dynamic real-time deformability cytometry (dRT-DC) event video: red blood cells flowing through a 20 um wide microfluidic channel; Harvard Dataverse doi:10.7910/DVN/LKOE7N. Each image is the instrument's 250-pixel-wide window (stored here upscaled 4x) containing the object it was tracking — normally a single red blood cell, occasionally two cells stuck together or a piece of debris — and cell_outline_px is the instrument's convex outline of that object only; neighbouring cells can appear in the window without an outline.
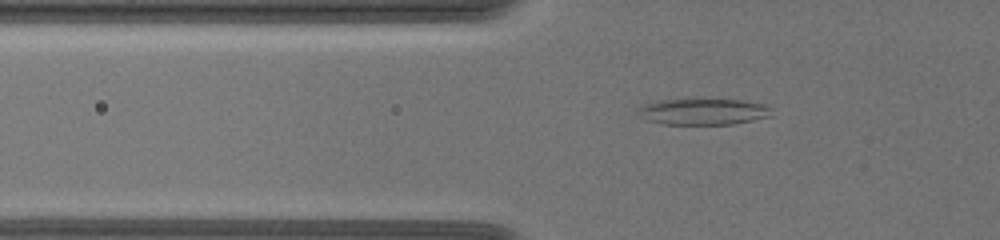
{"species": "common noctule bat (a hibernating species)", "species_latin": "Nyctalus noctula", "temperature_condition": "warm", "stored_images_in_passage": 44, "camera_frame_rate_fps": 3000, "um_per_image_px": 0.085, "animal": {"sex": "female", "body_mass_g": 19.5, "forearm_length_mm": 54.1}, "frame": {"image": 1, "passage_image": 7, "time_ms": 2.0, "image_size_px": [1000, 240], "cell_outline_px": [[772, 116], [732, 124], [664, 124], [648, 120], [636, 112], [636, 108], [644, 104], [660, 100], [740, 100], [764, 104], [772, 108]], "centroid_in_image_um": [59.78, 9.49], "position_along_channel_um": 66.0, "area_um2": 20.23}}
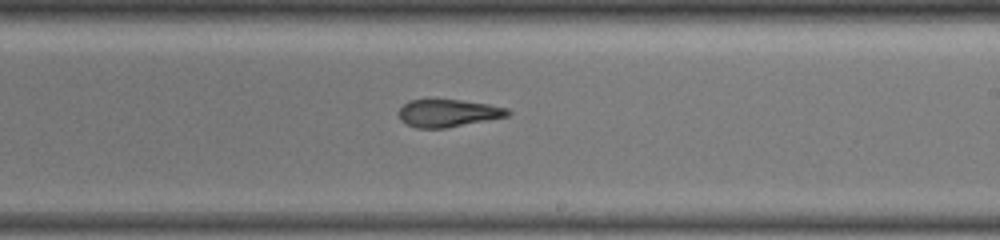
{"frame": {"image": 2, "passage_image": 23, "time_ms": 7.333, "image_size_px": [1000, 240], "cell_outline_px": [[512, 112], [508, 116], [444, 128], [416, 128], [404, 124], [400, 120], [396, 112], [408, 100], [460, 100], [488, 104], [508, 108]], "centroid_in_image_um": [38.04, 9.62], "position_along_channel_um": 251.0, "area_um2": 17.51}}
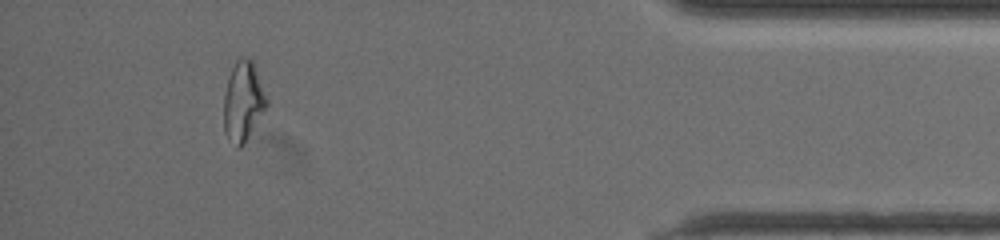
{"frame": {"image": 3, "passage_image": 40, "time_ms": 13.0, "image_size_px": [1000, 240], "cell_outline_px": [[268, 104], [244, 144], [240, 148], [236, 148], [228, 140], [224, 132], [224, 96], [228, 80], [232, 68], [236, 60], [240, 56], [252, 60], [268, 100]], "centroid_in_image_um": [20.65, 8.66], "position_along_channel_um": 414.5, "area_um2": 19.77}, "authors_computed_cell_mechanics": {"area_um2": 18.6983, "velocity_mm_per_s": 3.6373, "shape_relaxation_time_tau1_ms": null, "shape_relaxation_time_tau2_ms": 2.3614, "deformation_change_tau1": null, "deformation_change_tau2": 0.1151}}